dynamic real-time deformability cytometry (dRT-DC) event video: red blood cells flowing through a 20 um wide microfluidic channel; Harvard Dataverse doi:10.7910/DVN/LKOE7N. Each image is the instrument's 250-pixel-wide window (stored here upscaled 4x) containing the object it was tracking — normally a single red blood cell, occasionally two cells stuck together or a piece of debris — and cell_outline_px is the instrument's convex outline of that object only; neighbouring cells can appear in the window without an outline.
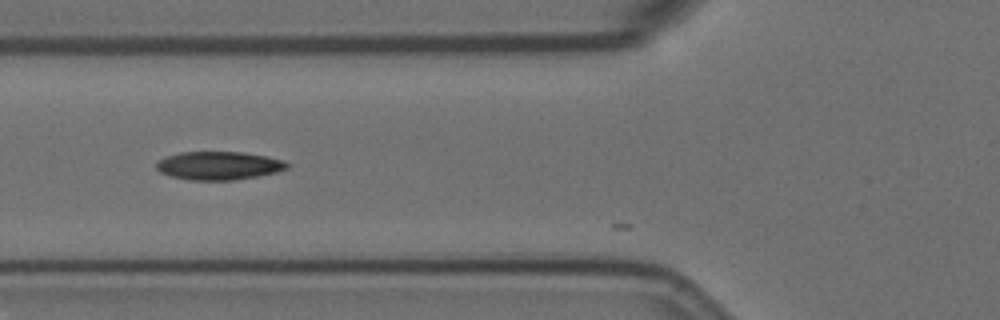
{"species": "Egyptian fruit bat (a non-hibernating species)", "species_latin": "Rousettus aegyptiacus", "temperature_condition": "room temperature", "stored_images_in_passage": 5, "camera_frame_rate_fps": 3000, "um_per_image_px": 0.085, "animal": {"sex": "female"}, "frame": {"image": 1, "passage_image": 3, "time_ms": 0.667, "image_size_px": [1000, 320], "cell_outline_px": [[292, 164], [288, 168], [276, 172], [256, 176], [232, 180], [188, 180], [172, 176], [160, 172], [156, 168], [156, 164], [160, 160], [168, 156], [180, 152], [244, 152], [284, 160]], "centroid_in_image_um": [18.63, 14.08], "position_along_channel_um": 107.2, "area_um2": 21.44}}